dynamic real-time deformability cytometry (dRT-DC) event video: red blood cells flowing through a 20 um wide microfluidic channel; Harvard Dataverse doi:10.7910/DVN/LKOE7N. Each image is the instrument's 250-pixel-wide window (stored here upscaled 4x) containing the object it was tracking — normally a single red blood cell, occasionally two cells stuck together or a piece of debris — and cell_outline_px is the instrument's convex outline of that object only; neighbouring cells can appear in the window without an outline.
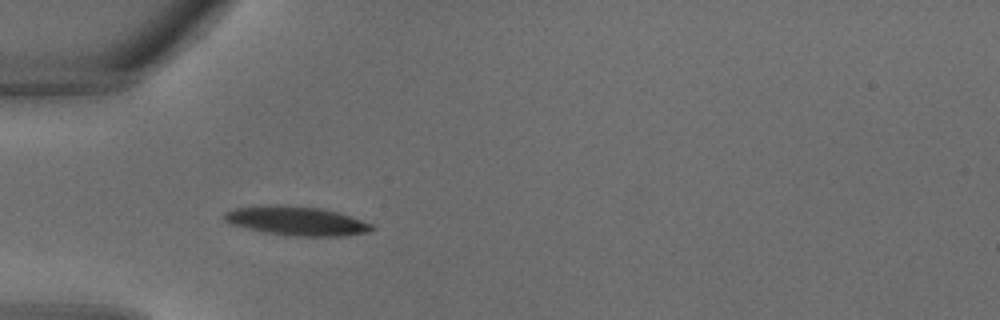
{"species": "common noctule bat (a hibernating species)", "species_latin": "Nyctalus noctula", "temperature_condition": "warm", "stored_images_in_passage": 24, "camera_frame_rate_fps": 3000, "um_per_image_px": 0.085, "animal": {"sex": "male", "body_mass_g": 18.8}, "frame": {"image": 1, "passage_image": 1, "time_ms": 0.0, "image_size_px": [1000, 320], "cell_outline_px": [[376, 228], [368, 232], [344, 236], [292, 236], [264, 232], [232, 224], [224, 220], [224, 212], [236, 208], [260, 204], [284, 204], [320, 208], [340, 212], [352, 216], [372, 224]], "centroid_in_image_um": [25.22, 18.76], "position_along_channel_um": 59.8, "area_um2": 25.32}}
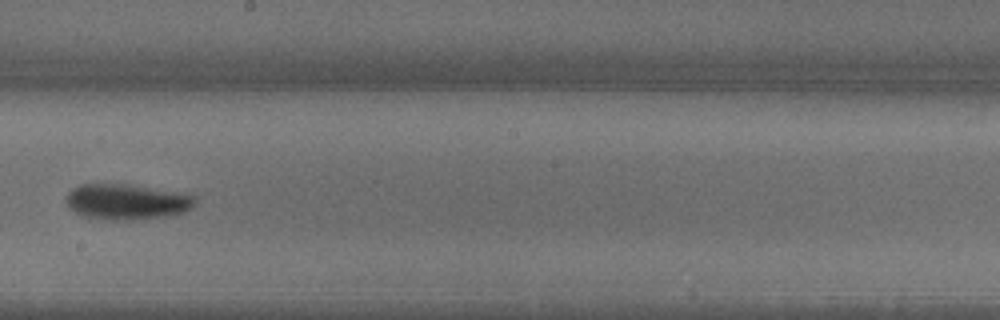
{"frame": {"image": 2, "passage_image": 10, "time_ms": 3.0, "image_size_px": [1000, 320], "cell_outline_px": [[196, 200], [192, 208], [184, 212], [164, 216], [132, 220], [108, 220], [84, 216], [68, 208], [64, 200], [64, 196], [72, 188], [80, 184], [128, 184], [188, 192], [196, 196]], "centroid_in_image_um": [10.78, 17.13], "position_along_channel_um": 237.4, "area_um2": 27.34}}
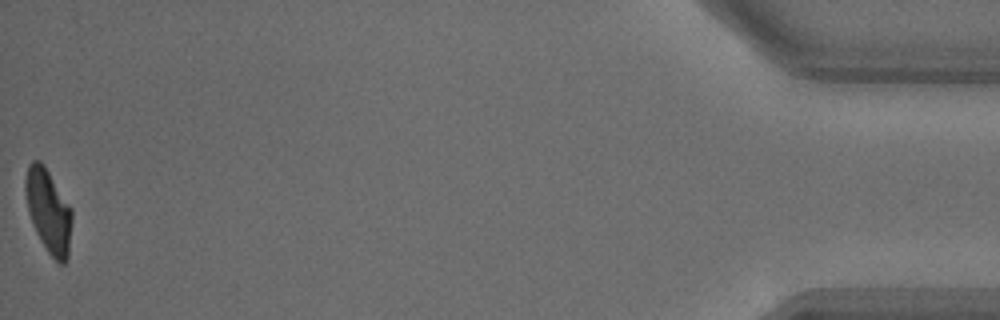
{"frame": {"image": 3, "passage_image": 24, "time_ms": 7.667, "image_size_px": [1000, 320], "cell_outline_px": [[72, 220], [68, 256], [64, 264], [60, 264], [48, 252], [40, 240], [32, 224], [28, 212], [24, 192], [24, 180], [28, 164], [32, 160], [40, 160], [44, 164], [72, 208]], "centroid_in_image_um": [4.1, 17.89], "position_along_channel_um": 431.1, "area_um2": 22.95}}